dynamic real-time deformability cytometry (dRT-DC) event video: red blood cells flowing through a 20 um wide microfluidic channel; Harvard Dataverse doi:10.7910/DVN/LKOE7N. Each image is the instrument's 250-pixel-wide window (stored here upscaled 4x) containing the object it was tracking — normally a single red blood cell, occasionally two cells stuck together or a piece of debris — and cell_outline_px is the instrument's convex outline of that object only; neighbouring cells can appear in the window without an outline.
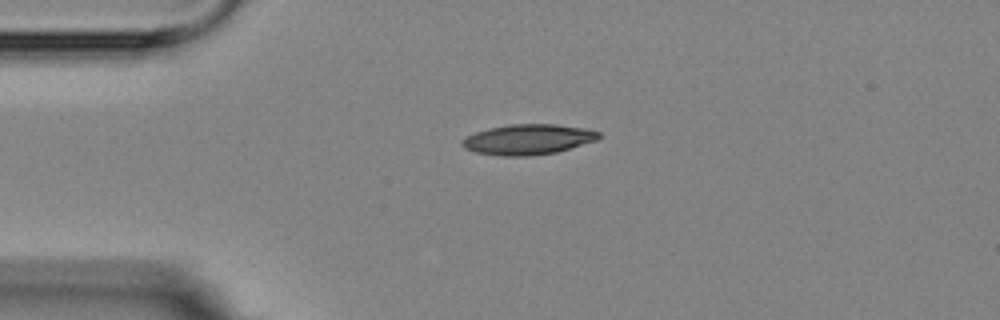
{"species": "Egyptian fruit bat (a non-hibernating species)", "species_latin": "Rousettus aegyptiacus", "temperature_condition": "room temperature", "stored_images_in_passage": 2, "camera_frame_rate_fps": 3000, "um_per_image_px": 0.085, "animal": {"sex": "female"}, "frame": {"image": 1, "passage_image": 1, "time_ms": 0.0, "image_size_px": [1000, 320], "cell_outline_px": [[600, 136], [596, 140], [556, 152], [528, 156], [504, 156], [476, 152], [464, 148], [460, 144], [460, 140], [464, 136], [488, 128], [508, 124], [556, 124], [584, 128], [600, 132]], "centroid_in_image_um": [44.83, 11.84], "position_along_channel_um": 40.2, "area_um2": 24.16}}